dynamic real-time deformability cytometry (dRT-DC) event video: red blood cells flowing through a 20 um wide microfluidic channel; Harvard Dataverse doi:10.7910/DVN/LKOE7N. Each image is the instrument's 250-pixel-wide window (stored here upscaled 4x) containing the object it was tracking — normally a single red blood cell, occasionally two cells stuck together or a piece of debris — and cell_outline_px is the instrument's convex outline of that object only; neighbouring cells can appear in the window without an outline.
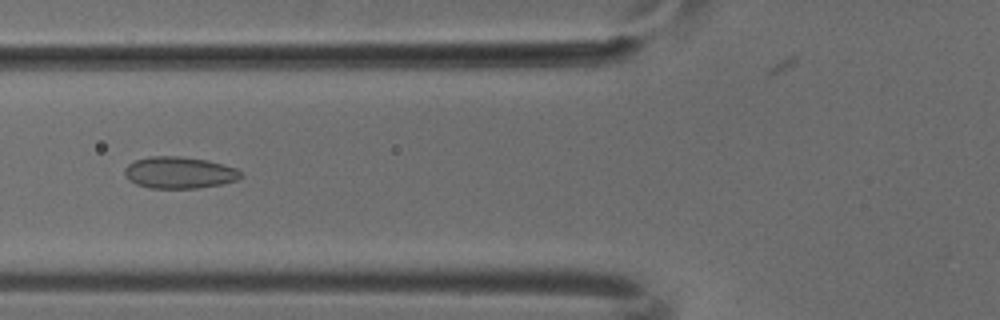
{"species": "common noctule bat (a hibernating species)", "species_latin": "Nyctalus noctula", "temperature_condition": "cold", "stored_images_in_passage": 6, "camera_frame_rate_fps": 3000, "um_per_image_px": 0.085, "animal": {"sex": "male", "body_mass_g": 18.8}, "frame": {"image": 1, "passage_image": 6, "time_ms": 1.667, "image_size_px": [1000, 320], "cell_outline_px": [[244, 176], [236, 180], [220, 184], [196, 188], [148, 188], [136, 184], [128, 180], [124, 176], [124, 168], [128, 164], [136, 160], [148, 156], [180, 156], [208, 160], [236, 168], [244, 172]], "centroid_in_image_um": [15.23, 14.67], "position_along_channel_um": 110.6, "area_um2": 21.68}}